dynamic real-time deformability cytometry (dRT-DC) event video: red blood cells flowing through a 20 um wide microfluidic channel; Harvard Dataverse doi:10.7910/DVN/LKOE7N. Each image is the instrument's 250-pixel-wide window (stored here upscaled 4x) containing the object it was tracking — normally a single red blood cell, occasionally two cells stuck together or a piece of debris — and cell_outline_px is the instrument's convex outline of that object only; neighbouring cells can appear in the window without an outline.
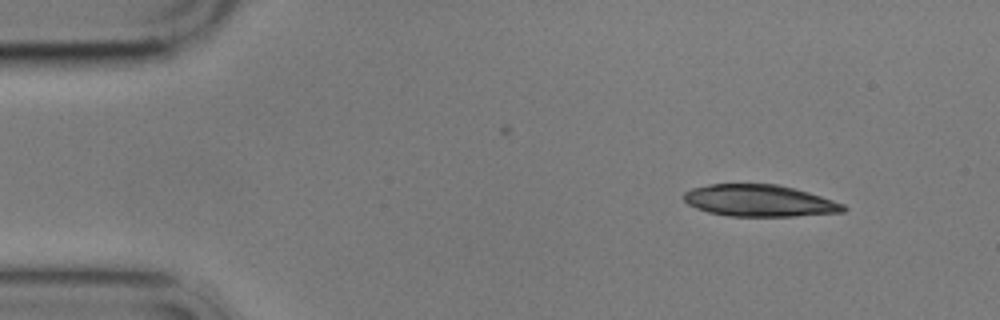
{"species": "common noctule bat (a hibernating species)", "species_latin": "Nyctalus noctula", "temperature_condition": "cold", "stored_images_in_passage": 5, "segment_of_instrument_passage": [1, 2], "camera_frame_rate_fps": 3000, "um_per_image_px": 0.085, "animal": {"sex": "male", "body_mass_g": 17.9}, "frame": {"image": 1, "passage_image": 1, "time_ms": 0.0, "image_size_px": [1000, 320], "cell_outline_px": [[848, 208], [844, 212], [796, 216], [728, 216], [708, 212], [696, 208], [688, 204], [684, 200], [684, 192], [692, 188], [708, 184], [776, 184], [808, 192], [844, 204]], "centroid_in_image_um": [64.54, 17.06], "position_along_channel_um": 20.5, "area_um2": 29.48}}